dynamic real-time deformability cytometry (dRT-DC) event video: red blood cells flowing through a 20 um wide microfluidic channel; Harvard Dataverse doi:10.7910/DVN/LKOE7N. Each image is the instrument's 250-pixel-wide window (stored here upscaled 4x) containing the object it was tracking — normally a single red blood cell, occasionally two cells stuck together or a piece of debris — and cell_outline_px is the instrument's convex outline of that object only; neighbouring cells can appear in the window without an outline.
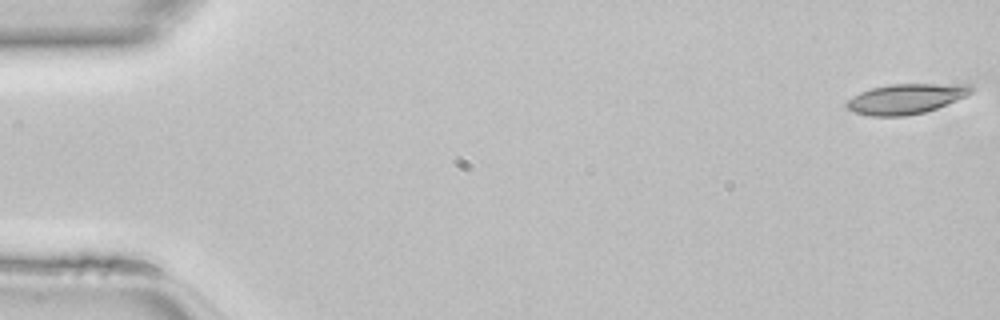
{"species": "common noctule bat (a hibernating species)", "species_latin": "Nyctalus noctula", "temperature_condition": "room temperature", "stored_images_in_passage": 47, "camera_frame_rate_fps": 3000, "um_per_image_px": 0.085, "animal": {"sex": "female", "body_mass_g": 22.7, "forearm_length_mm": 54.2}, "frame": {"image": 1, "passage_image": 1, "time_ms": 0.0, "image_size_px": [1000, 320], "cell_outline_px": [[972, 92], [956, 100], [936, 108], [924, 112], [904, 116], [872, 116], [856, 112], [848, 108], [844, 104], [852, 96], [860, 92], [872, 88], [888, 84], [972, 84]], "centroid_in_image_um": [76.99, 8.39], "position_along_channel_um": 8.0, "area_um2": 21.62}}
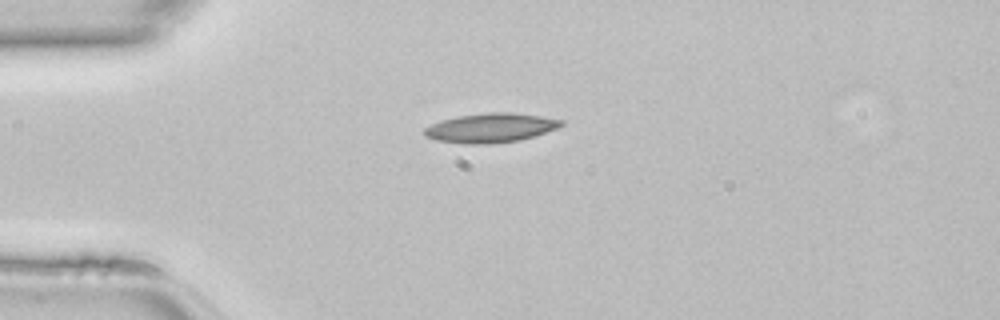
{"frame": {"image": 2, "passage_image": 12, "time_ms": 3.667, "image_size_px": [1000, 320], "cell_outline_px": [[564, 124], [560, 128], [520, 140], [492, 144], [464, 144], [436, 140], [424, 136], [424, 128], [432, 124], [456, 116], [488, 112], [508, 112], [540, 116], [564, 120]], "centroid_in_image_um": [41.73, 10.87], "position_along_channel_um": 43.3, "area_um2": 23.47}}
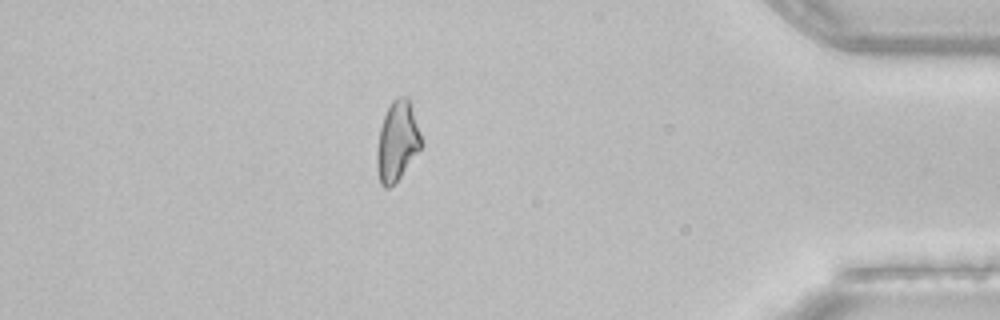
{"frame": {"image": 3, "passage_image": 41, "time_ms": 13.333, "image_size_px": [1000, 320], "cell_outline_px": [[424, 144], [400, 176], [388, 188], [384, 188], [380, 184], [376, 168], [376, 148], [380, 128], [384, 116], [392, 100], [396, 96], [408, 96]], "centroid_in_image_um": [33.75, 11.99], "position_along_channel_um": 401.4, "area_um2": 20.63}}